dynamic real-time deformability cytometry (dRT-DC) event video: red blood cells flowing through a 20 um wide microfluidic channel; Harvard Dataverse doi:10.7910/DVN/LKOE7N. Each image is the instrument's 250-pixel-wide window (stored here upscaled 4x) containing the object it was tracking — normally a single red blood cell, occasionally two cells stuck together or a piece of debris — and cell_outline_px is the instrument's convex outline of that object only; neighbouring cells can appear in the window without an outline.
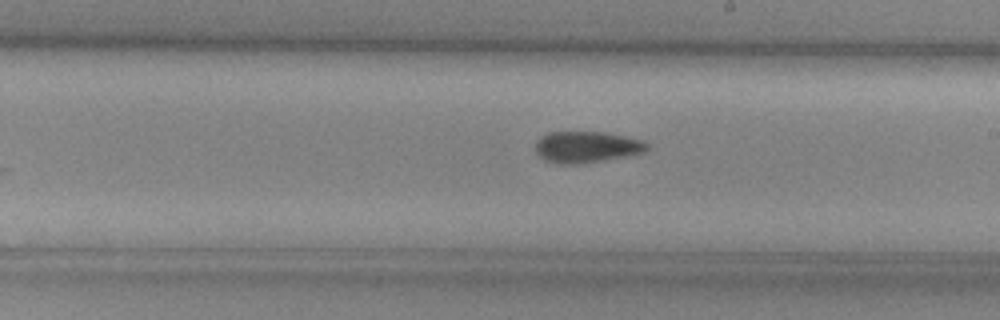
{"species": "common noctule bat (a hibernating species)", "species_latin": "Nyctalus noctula", "temperature_condition": "cold", "stored_images_in_passage": 32, "camera_frame_rate_fps": 3000, "um_per_image_px": 0.085, "animal": {"sex": "female", "body_mass_g": 29.2, "forearm_length_mm": 56.3}, "frame": {"image": 1, "passage_image": 16, "time_ms": 5.0, "image_size_px": [1000, 320], "cell_outline_px": [[648, 148], [644, 152], [584, 164], [556, 164], [544, 160], [536, 156], [536, 140], [540, 136], [548, 132], [608, 132], [644, 140], [648, 144]], "centroid_in_image_um": [49.82, 12.49], "position_along_channel_um": 239.2, "area_um2": 20.75}}